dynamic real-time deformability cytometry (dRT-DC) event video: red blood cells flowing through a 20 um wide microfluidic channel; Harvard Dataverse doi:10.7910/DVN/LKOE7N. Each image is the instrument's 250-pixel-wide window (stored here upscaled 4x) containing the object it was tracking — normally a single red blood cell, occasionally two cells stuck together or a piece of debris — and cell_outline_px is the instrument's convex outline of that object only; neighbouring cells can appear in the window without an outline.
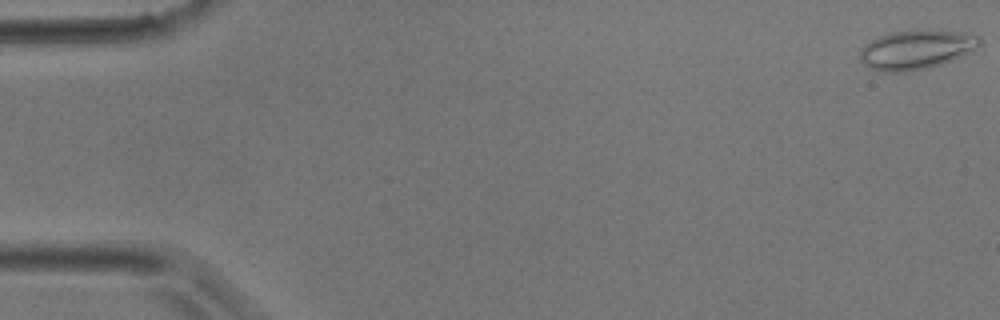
{"species": "common noctule bat (a hibernating species)", "species_latin": "Nyctalus noctula", "temperature_condition": "room temperature", "stored_images_in_passage": 4, "camera_frame_rate_fps": 3000, "um_per_image_px": 0.085, "animal": {"sex": "male", "body_mass_g": 17.9}, "frame": {"image": 1, "passage_image": 1, "time_ms": 0.0, "image_size_px": [1000, 320], "cell_outline_px": [[980, 44], [960, 56], [952, 60], [928, 68], [904, 72], [880, 72], [868, 68], [864, 64], [860, 56], [860, 48], [864, 44], [880, 36], [892, 32], [916, 28], [956, 32], [980, 36]], "centroid_in_image_um": [77.81, 4.21], "position_along_channel_um": 7.2, "area_um2": 27.34}}